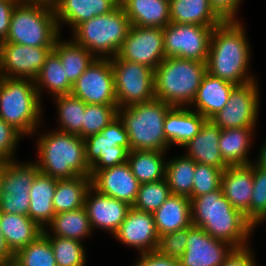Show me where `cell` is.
I'll list each match as a JSON object with an SVG mask.
<instances>
[{
	"mask_svg": "<svg viewBox=\"0 0 266 266\" xmlns=\"http://www.w3.org/2000/svg\"><path fill=\"white\" fill-rule=\"evenodd\" d=\"M135 266H181L179 259L164 256L158 251L141 254Z\"/></svg>",
	"mask_w": 266,
	"mask_h": 266,
	"instance_id": "c3c4849f",
	"label": "cell"
},
{
	"mask_svg": "<svg viewBox=\"0 0 266 266\" xmlns=\"http://www.w3.org/2000/svg\"><path fill=\"white\" fill-rule=\"evenodd\" d=\"M14 259V253L7 246L5 238L0 228V264Z\"/></svg>",
	"mask_w": 266,
	"mask_h": 266,
	"instance_id": "f5cc1de1",
	"label": "cell"
},
{
	"mask_svg": "<svg viewBox=\"0 0 266 266\" xmlns=\"http://www.w3.org/2000/svg\"><path fill=\"white\" fill-rule=\"evenodd\" d=\"M84 143L86 161L91 171L104 170L127 162L130 142L119 116L99 133L85 138Z\"/></svg>",
	"mask_w": 266,
	"mask_h": 266,
	"instance_id": "9c48e42d",
	"label": "cell"
},
{
	"mask_svg": "<svg viewBox=\"0 0 266 266\" xmlns=\"http://www.w3.org/2000/svg\"><path fill=\"white\" fill-rule=\"evenodd\" d=\"M53 50L59 55L66 77L73 85L96 58L74 40L62 42L60 37L56 39Z\"/></svg>",
	"mask_w": 266,
	"mask_h": 266,
	"instance_id": "d6a6232c",
	"label": "cell"
},
{
	"mask_svg": "<svg viewBox=\"0 0 266 266\" xmlns=\"http://www.w3.org/2000/svg\"><path fill=\"white\" fill-rule=\"evenodd\" d=\"M6 164H7L6 160L0 159V183H1V178L5 170Z\"/></svg>",
	"mask_w": 266,
	"mask_h": 266,
	"instance_id": "9f6ffc18",
	"label": "cell"
},
{
	"mask_svg": "<svg viewBox=\"0 0 266 266\" xmlns=\"http://www.w3.org/2000/svg\"><path fill=\"white\" fill-rule=\"evenodd\" d=\"M71 94L86 104L118 106L110 58H95L74 83Z\"/></svg>",
	"mask_w": 266,
	"mask_h": 266,
	"instance_id": "7c38bea8",
	"label": "cell"
},
{
	"mask_svg": "<svg viewBox=\"0 0 266 266\" xmlns=\"http://www.w3.org/2000/svg\"><path fill=\"white\" fill-rule=\"evenodd\" d=\"M173 106L157 98L118 108V116L128 133L130 150L166 151L169 142L164 122Z\"/></svg>",
	"mask_w": 266,
	"mask_h": 266,
	"instance_id": "277c9868",
	"label": "cell"
},
{
	"mask_svg": "<svg viewBox=\"0 0 266 266\" xmlns=\"http://www.w3.org/2000/svg\"><path fill=\"white\" fill-rule=\"evenodd\" d=\"M251 248L235 249L222 266H256Z\"/></svg>",
	"mask_w": 266,
	"mask_h": 266,
	"instance_id": "816d5d0a",
	"label": "cell"
},
{
	"mask_svg": "<svg viewBox=\"0 0 266 266\" xmlns=\"http://www.w3.org/2000/svg\"><path fill=\"white\" fill-rule=\"evenodd\" d=\"M58 109V119L61 125L58 131L72 133L82 138V125L86 103L72 94L55 97Z\"/></svg>",
	"mask_w": 266,
	"mask_h": 266,
	"instance_id": "74e56055",
	"label": "cell"
},
{
	"mask_svg": "<svg viewBox=\"0 0 266 266\" xmlns=\"http://www.w3.org/2000/svg\"><path fill=\"white\" fill-rule=\"evenodd\" d=\"M223 195L232 206L250 221V201L253 193V162L228 166L221 175Z\"/></svg>",
	"mask_w": 266,
	"mask_h": 266,
	"instance_id": "ffe728a7",
	"label": "cell"
},
{
	"mask_svg": "<svg viewBox=\"0 0 266 266\" xmlns=\"http://www.w3.org/2000/svg\"><path fill=\"white\" fill-rule=\"evenodd\" d=\"M169 8L170 22L176 24L218 26L224 21L209 0H171Z\"/></svg>",
	"mask_w": 266,
	"mask_h": 266,
	"instance_id": "83f0119b",
	"label": "cell"
},
{
	"mask_svg": "<svg viewBox=\"0 0 266 266\" xmlns=\"http://www.w3.org/2000/svg\"><path fill=\"white\" fill-rule=\"evenodd\" d=\"M152 214L159 237L193 225L190 199L185 196L171 194Z\"/></svg>",
	"mask_w": 266,
	"mask_h": 266,
	"instance_id": "cb8c5ba5",
	"label": "cell"
},
{
	"mask_svg": "<svg viewBox=\"0 0 266 266\" xmlns=\"http://www.w3.org/2000/svg\"><path fill=\"white\" fill-rule=\"evenodd\" d=\"M40 97L41 87L47 88L54 96L71 94L73 84L67 79L59 55L52 50L46 58L38 77L34 80Z\"/></svg>",
	"mask_w": 266,
	"mask_h": 266,
	"instance_id": "e575fe53",
	"label": "cell"
},
{
	"mask_svg": "<svg viewBox=\"0 0 266 266\" xmlns=\"http://www.w3.org/2000/svg\"><path fill=\"white\" fill-rule=\"evenodd\" d=\"M235 86L206 72L191 106L195 105V112L210 120L227 105L230 93Z\"/></svg>",
	"mask_w": 266,
	"mask_h": 266,
	"instance_id": "603a6c76",
	"label": "cell"
},
{
	"mask_svg": "<svg viewBox=\"0 0 266 266\" xmlns=\"http://www.w3.org/2000/svg\"><path fill=\"white\" fill-rule=\"evenodd\" d=\"M43 233L50 240L57 266H84L86 255L81 241L50 235L46 229Z\"/></svg>",
	"mask_w": 266,
	"mask_h": 266,
	"instance_id": "ab89813d",
	"label": "cell"
},
{
	"mask_svg": "<svg viewBox=\"0 0 266 266\" xmlns=\"http://www.w3.org/2000/svg\"><path fill=\"white\" fill-rule=\"evenodd\" d=\"M245 33L238 19L223 21L213 28L206 61L209 74L234 85L255 79L253 75L248 76L251 48Z\"/></svg>",
	"mask_w": 266,
	"mask_h": 266,
	"instance_id": "7a4b0ae2",
	"label": "cell"
},
{
	"mask_svg": "<svg viewBox=\"0 0 266 266\" xmlns=\"http://www.w3.org/2000/svg\"><path fill=\"white\" fill-rule=\"evenodd\" d=\"M206 72V62L165 58L154 70L155 98L174 107L191 105Z\"/></svg>",
	"mask_w": 266,
	"mask_h": 266,
	"instance_id": "5b68a950",
	"label": "cell"
},
{
	"mask_svg": "<svg viewBox=\"0 0 266 266\" xmlns=\"http://www.w3.org/2000/svg\"><path fill=\"white\" fill-rule=\"evenodd\" d=\"M19 0H0V43L4 42L9 29L12 12Z\"/></svg>",
	"mask_w": 266,
	"mask_h": 266,
	"instance_id": "f907efd6",
	"label": "cell"
},
{
	"mask_svg": "<svg viewBox=\"0 0 266 266\" xmlns=\"http://www.w3.org/2000/svg\"><path fill=\"white\" fill-rule=\"evenodd\" d=\"M234 250L232 245L192 225L188 227L186 250L179 262L181 266H222Z\"/></svg>",
	"mask_w": 266,
	"mask_h": 266,
	"instance_id": "2e32d148",
	"label": "cell"
},
{
	"mask_svg": "<svg viewBox=\"0 0 266 266\" xmlns=\"http://www.w3.org/2000/svg\"><path fill=\"white\" fill-rule=\"evenodd\" d=\"M131 26L119 3L111 12L79 24L73 30L75 36L73 39L97 58H112L118 55Z\"/></svg>",
	"mask_w": 266,
	"mask_h": 266,
	"instance_id": "ba28073f",
	"label": "cell"
},
{
	"mask_svg": "<svg viewBox=\"0 0 266 266\" xmlns=\"http://www.w3.org/2000/svg\"><path fill=\"white\" fill-rule=\"evenodd\" d=\"M265 219H266V215L258 223L262 222Z\"/></svg>",
	"mask_w": 266,
	"mask_h": 266,
	"instance_id": "680465c9",
	"label": "cell"
},
{
	"mask_svg": "<svg viewBox=\"0 0 266 266\" xmlns=\"http://www.w3.org/2000/svg\"><path fill=\"white\" fill-rule=\"evenodd\" d=\"M206 119L198 112L188 107H172L164 122L166 140L171 144L183 146L187 141L195 137Z\"/></svg>",
	"mask_w": 266,
	"mask_h": 266,
	"instance_id": "484cf974",
	"label": "cell"
},
{
	"mask_svg": "<svg viewBox=\"0 0 266 266\" xmlns=\"http://www.w3.org/2000/svg\"><path fill=\"white\" fill-rule=\"evenodd\" d=\"M0 228L7 246L14 254L43 233V229L30 217L1 212Z\"/></svg>",
	"mask_w": 266,
	"mask_h": 266,
	"instance_id": "f1b7e54d",
	"label": "cell"
},
{
	"mask_svg": "<svg viewBox=\"0 0 266 266\" xmlns=\"http://www.w3.org/2000/svg\"><path fill=\"white\" fill-rule=\"evenodd\" d=\"M113 236L129 247H136L140 254L157 251L159 244L153 214L133 207Z\"/></svg>",
	"mask_w": 266,
	"mask_h": 266,
	"instance_id": "ac0fdd59",
	"label": "cell"
},
{
	"mask_svg": "<svg viewBox=\"0 0 266 266\" xmlns=\"http://www.w3.org/2000/svg\"><path fill=\"white\" fill-rule=\"evenodd\" d=\"M214 27L170 22L163 28L165 57L206 62Z\"/></svg>",
	"mask_w": 266,
	"mask_h": 266,
	"instance_id": "8fae6325",
	"label": "cell"
},
{
	"mask_svg": "<svg viewBox=\"0 0 266 266\" xmlns=\"http://www.w3.org/2000/svg\"><path fill=\"white\" fill-rule=\"evenodd\" d=\"M14 260L21 266H57L50 240L44 233L19 249Z\"/></svg>",
	"mask_w": 266,
	"mask_h": 266,
	"instance_id": "f35d334b",
	"label": "cell"
},
{
	"mask_svg": "<svg viewBox=\"0 0 266 266\" xmlns=\"http://www.w3.org/2000/svg\"><path fill=\"white\" fill-rule=\"evenodd\" d=\"M188 228L167 233L159 237L157 251L164 256L179 259L186 250Z\"/></svg>",
	"mask_w": 266,
	"mask_h": 266,
	"instance_id": "f6af8a7d",
	"label": "cell"
},
{
	"mask_svg": "<svg viewBox=\"0 0 266 266\" xmlns=\"http://www.w3.org/2000/svg\"><path fill=\"white\" fill-rule=\"evenodd\" d=\"M140 183L128 162L99 171H91V187L98 193L133 206Z\"/></svg>",
	"mask_w": 266,
	"mask_h": 266,
	"instance_id": "e0dca14e",
	"label": "cell"
},
{
	"mask_svg": "<svg viewBox=\"0 0 266 266\" xmlns=\"http://www.w3.org/2000/svg\"><path fill=\"white\" fill-rule=\"evenodd\" d=\"M132 26L164 28L170 23L168 0H119Z\"/></svg>",
	"mask_w": 266,
	"mask_h": 266,
	"instance_id": "4316f807",
	"label": "cell"
},
{
	"mask_svg": "<svg viewBox=\"0 0 266 266\" xmlns=\"http://www.w3.org/2000/svg\"><path fill=\"white\" fill-rule=\"evenodd\" d=\"M84 207L92 229L98 227L114 235L132 206L124 201L102 195L91 187L87 191Z\"/></svg>",
	"mask_w": 266,
	"mask_h": 266,
	"instance_id": "d6986e66",
	"label": "cell"
},
{
	"mask_svg": "<svg viewBox=\"0 0 266 266\" xmlns=\"http://www.w3.org/2000/svg\"><path fill=\"white\" fill-rule=\"evenodd\" d=\"M221 129L211 120H206L200 132L187 141L183 146L187 148L185 156L193 159L196 163L211 165L219 169H226L219 149V137Z\"/></svg>",
	"mask_w": 266,
	"mask_h": 266,
	"instance_id": "7402d4cb",
	"label": "cell"
},
{
	"mask_svg": "<svg viewBox=\"0 0 266 266\" xmlns=\"http://www.w3.org/2000/svg\"><path fill=\"white\" fill-rule=\"evenodd\" d=\"M118 116V106L86 104L82 139L102 131Z\"/></svg>",
	"mask_w": 266,
	"mask_h": 266,
	"instance_id": "b9f144b4",
	"label": "cell"
},
{
	"mask_svg": "<svg viewBox=\"0 0 266 266\" xmlns=\"http://www.w3.org/2000/svg\"><path fill=\"white\" fill-rule=\"evenodd\" d=\"M166 151L130 150L127 162L133 175L140 184L165 179L166 162L163 155Z\"/></svg>",
	"mask_w": 266,
	"mask_h": 266,
	"instance_id": "1f68e13d",
	"label": "cell"
},
{
	"mask_svg": "<svg viewBox=\"0 0 266 266\" xmlns=\"http://www.w3.org/2000/svg\"><path fill=\"white\" fill-rule=\"evenodd\" d=\"M242 0H209L214 11L224 20H236V13Z\"/></svg>",
	"mask_w": 266,
	"mask_h": 266,
	"instance_id": "681fc988",
	"label": "cell"
},
{
	"mask_svg": "<svg viewBox=\"0 0 266 266\" xmlns=\"http://www.w3.org/2000/svg\"><path fill=\"white\" fill-rule=\"evenodd\" d=\"M118 56L155 70L166 58L163 29L160 27L131 26Z\"/></svg>",
	"mask_w": 266,
	"mask_h": 266,
	"instance_id": "5bb4252c",
	"label": "cell"
},
{
	"mask_svg": "<svg viewBox=\"0 0 266 266\" xmlns=\"http://www.w3.org/2000/svg\"><path fill=\"white\" fill-rule=\"evenodd\" d=\"M118 108L144 103L155 98L154 70L146 65L110 58Z\"/></svg>",
	"mask_w": 266,
	"mask_h": 266,
	"instance_id": "30bf717a",
	"label": "cell"
},
{
	"mask_svg": "<svg viewBox=\"0 0 266 266\" xmlns=\"http://www.w3.org/2000/svg\"><path fill=\"white\" fill-rule=\"evenodd\" d=\"M0 266H21L20 264H18L14 259L10 260L8 262L2 263L0 264Z\"/></svg>",
	"mask_w": 266,
	"mask_h": 266,
	"instance_id": "6f0895ef",
	"label": "cell"
},
{
	"mask_svg": "<svg viewBox=\"0 0 266 266\" xmlns=\"http://www.w3.org/2000/svg\"><path fill=\"white\" fill-rule=\"evenodd\" d=\"M255 80L236 85L227 105L210 120L222 129L255 128L259 108V90Z\"/></svg>",
	"mask_w": 266,
	"mask_h": 266,
	"instance_id": "4fadbf2b",
	"label": "cell"
},
{
	"mask_svg": "<svg viewBox=\"0 0 266 266\" xmlns=\"http://www.w3.org/2000/svg\"><path fill=\"white\" fill-rule=\"evenodd\" d=\"M30 194H15L0 192V212L28 216Z\"/></svg>",
	"mask_w": 266,
	"mask_h": 266,
	"instance_id": "bcb514c9",
	"label": "cell"
},
{
	"mask_svg": "<svg viewBox=\"0 0 266 266\" xmlns=\"http://www.w3.org/2000/svg\"><path fill=\"white\" fill-rule=\"evenodd\" d=\"M41 104L34 80L1 77L0 118L22 136L37 129Z\"/></svg>",
	"mask_w": 266,
	"mask_h": 266,
	"instance_id": "52a82bcc",
	"label": "cell"
},
{
	"mask_svg": "<svg viewBox=\"0 0 266 266\" xmlns=\"http://www.w3.org/2000/svg\"><path fill=\"white\" fill-rule=\"evenodd\" d=\"M195 165L196 162L187 156L166 162L165 180L171 194L191 199Z\"/></svg>",
	"mask_w": 266,
	"mask_h": 266,
	"instance_id": "d590c367",
	"label": "cell"
},
{
	"mask_svg": "<svg viewBox=\"0 0 266 266\" xmlns=\"http://www.w3.org/2000/svg\"><path fill=\"white\" fill-rule=\"evenodd\" d=\"M171 195L169 186L165 179L156 182L143 183L139 186L133 208L153 213Z\"/></svg>",
	"mask_w": 266,
	"mask_h": 266,
	"instance_id": "60d3db41",
	"label": "cell"
},
{
	"mask_svg": "<svg viewBox=\"0 0 266 266\" xmlns=\"http://www.w3.org/2000/svg\"><path fill=\"white\" fill-rule=\"evenodd\" d=\"M57 187V179L38 172L31 183L30 206L28 217L42 229L55 215L53 197Z\"/></svg>",
	"mask_w": 266,
	"mask_h": 266,
	"instance_id": "d4e9b609",
	"label": "cell"
},
{
	"mask_svg": "<svg viewBox=\"0 0 266 266\" xmlns=\"http://www.w3.org/2000/svg\"><path fill=\"white\" fill-rule=\"evenodd\" d=\"M119 3V0H56L53 8L58 28L62 21L74 30L86 20L111 12Z\"/></svg>",
	"mask_w": 266,
	"mask_h": 266,
	"instance_id": "44dd1931",
	"label": "cell"
},
{
	"mask_svg": "<svg viewBox=\"0 0 266 266\" xmlns=\"http://www.w3.org/2000/svg\"><path fill=\"white\" fill-rule=\"evenodd\" d=\"M91 188V177L76 176L57 179L53 197L55 214L84 207L87 191Z\"/></svg>",
	"mask_w": 266,
	"mask_h": 266,
	"instance_id": "4dcf8cb0",
	"label": "cell"
},
{
	"mask_svg": "<svg viewBox=\"0 0 266 266\" xmlns=\"http://www.w3.org/2000/svg\"><path fill=\"white\" fill-rule=\"evenodd\" d=\"M222 172V169L214 166L196 163L191 199L219 189Z\"/></svg>",
	"mask_w": 266,
	"mask_h": 266,
	"instance_id": "ee69618b",
	"label": "cell"
},
{
	"mask_svg": "<svg viewBox=\"0 0 266 266\" xmlns=\"http://www.w3.org/2000/svg\"><path fill=\"white\" fill-rule=\"evenodd\" d=\"M53 47L0 43V75L35 80Z\"/></svg>",
	"mask_w": 266,
	"mask_h": 266,
	"instance_id": "9a60e30c",
	"label": "cell"
},
{
	"mask_svg": "<svg viewBox=\"0 0 266 266\" xmlns=\"http://www.w3.org/2000/svg\"><path fill=\"white\" fill-rule=\"evenodd\" d=\"M266 215V169L253 163V193L250 201V222L256 227Z\"/></svg>",
	"mask_w": 266,
	"mask_h": 266,
	"instance_id": "7bdbcfd3",
	"label": "cell"
},
{
	"mask_svg": "<svg viewBox=\"0 0 266 266\" xmlns=\"http://www.w3.org/2000/svg\"><path fill=\"white\" fill-rule=\"evenodd\" d=\"M193 226L202 228L214 239L232 245L235 249L248 247L247 239L254 225L223 195L219 189L190 199Z\"/></svg>",
	"mask_w": 266,
	"mask_h": 266,
	"instance_id": "6da1fadb",
	"label": "cell"
},
{
	"mask_svg": "<svg viewBox=\"0 0 266 266\" xmlns=\"http://www.w3.org/2000/svg\"><path fill=\"white\" fill-rule=\"evenodd\" d=\"M57 237L81 241L92 232L89 217L85 207L57 213L47 224Z\"/></svg>",
	"mask_w": 266,
	"mask_h": 266,
	"instance_id": "836d02e7",
	"label": "cell"
},
{
	"mask_svg": "<svg viewBox=\"0 0 266 266\" xmlns=\"http://www.w3.org/2000/svg\"><path fill=\"white\" fill-rule=\"evenodd\" d=\"M20 2H42V3H46V4H50L53 5L56 0H19Z\"/></svg>",
	"mask_w": 266,
	"mask_h": 266,
	"instance_id": "11a10c76",
	"label": "cell"
},
{
	"mask_svg": "<svg viewBox=\"0 0 266 266\" xmlns=\"http://www.w3.org/2000/svg\"><path fill=\"white\" fill-rule=\"evenodd\" d=\"M21 136L17 130L0 118V159L15 160L12 155Z\"/></svg>",
	"mask_w": 266,
	"mask_h": 266,
	"instance_id": "7dc6e473",
	"label": "cell"
},
{
	"mask_svg": "<svg viewBox=\"0 0 266 266\" xmlns=\"http://www.w3.org/2000/svg\"><path fill=\"white\" fill-rule=\"evenodd\" d=\"M259 153L260 156L256 163L262 168L266 169V143L263 144Z\"/></svg>",
	"mask_w": 266,
	"mask_h": 266,
	"instance_id": "db71d44e",
	"label": "cell"
},
{
	"mask_svg": "<svg viewBox=\"0 0 266 266\" xmlns=\"http://www.w3.org/2000/svg\"><path fill=\"white\" fill-rule=\"evenodd\" d=\"M253 130L254 128L248 127L221 130L219 149L227 166L252 163L247 156L250 144H252Z\"/></svg>",
	"mask_w": 266,
	"mask_h": 266,
	"instance_id": "f546056e",
	"label": "cell"
},
{
	"mask_svg": "<svg viewBox=\"0 0 266 266\" xmlns=\"http://www.w3.org/2000/svg\"><path fill=\"white\" fill-rule=\"evenodd\" d=\"M53 5L42 2H19L11 16L4 42L31 47H54L60 36Z\"/></svg>",
	"mask_w": 266,
	"mask_h": 266,
	"instance_id": "8992f818",
	"label": "cell"
},
{
	"mask_svg": "<svg viewBox=\"0 0 266 266\" xmlns=\"http://www.w3.org/2000/svg\"><path fill=\"white\" fill-rule=\"evenodd\" d=\"M37 148L39 172L55 179H71L76 176L91 177L86 161L84 139L72 133L53 131L40 136Z\"/></svg>",
	"mask_w": 266,
	"mask_h": 266,
	"instance_id": "3957f363",
	"label": "cell"
},
{
	"mask_svg": "<svg viewBox=\"0 0 266 266\" xmlns=\"http://www.w3.org/2000/svg\"><path fill=\"white\" fill-rule=\"evenodd\" d=\"M39 172L36 163L18 164L14 160L7 161L3 172L0 192L15 194H30L31 183Z\"/></svg>",
	"mask_w": 266,
	"mask_h": 266,
	"instance_id": "8d00e7d4",
	"label": "cell"
}]
</instances>
